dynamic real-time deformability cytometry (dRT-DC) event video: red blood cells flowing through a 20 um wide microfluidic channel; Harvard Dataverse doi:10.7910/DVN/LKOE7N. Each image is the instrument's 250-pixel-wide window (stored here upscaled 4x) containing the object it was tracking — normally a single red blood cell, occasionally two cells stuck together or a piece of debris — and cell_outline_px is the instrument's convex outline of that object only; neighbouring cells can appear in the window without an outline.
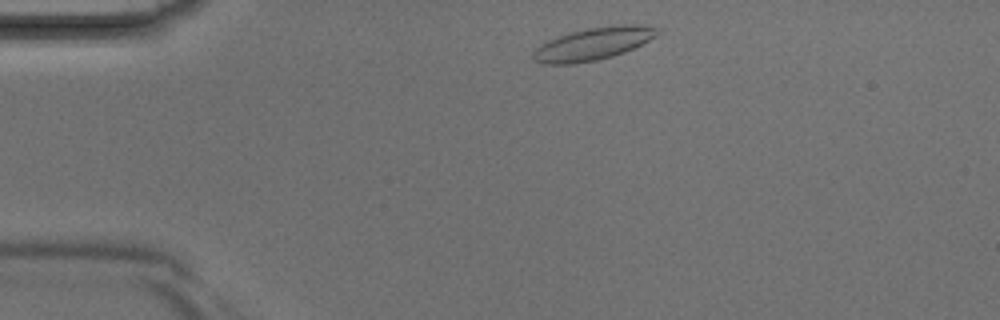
{"species": "Egyptian fruit bat (a non-hibernating species)", "species_latin": "Rousettus aegyptiacus", "temperature_condition": "room temperature", "stored_images_in_passage": 2, "camera_frame_rate_fps": 3000, "um_per_image_px": 0.085, "animal": {"sex": "male"}, "frame": {"image": 1, "passage_image": 1, "time_ms": 0.0, "image_size_px": [1000, 320], "cell_outline_px": [[660, 32], [656, 36], [624, 52], [612, 56], [596, 60], [572, 64], [544, 64], [532, 60], [532, 52], [540, 44], [556, 36], [588, 28], [620, 24], [640, 24], [656, 28]], "centroid_in_image_um": [50.37, 3.72], "position_along_channel_um": 34.6, "area_um2": 23.47}}